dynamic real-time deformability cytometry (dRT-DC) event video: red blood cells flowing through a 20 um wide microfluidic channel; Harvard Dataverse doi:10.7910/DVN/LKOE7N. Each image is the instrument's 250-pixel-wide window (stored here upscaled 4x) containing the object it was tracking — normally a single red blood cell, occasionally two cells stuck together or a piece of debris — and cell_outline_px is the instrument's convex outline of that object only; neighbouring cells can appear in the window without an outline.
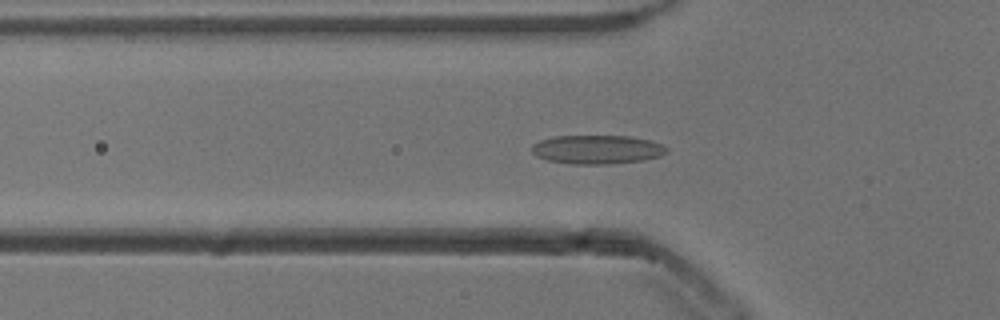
{"species": "common noctule bat (a hibernating species)", "species_latin": "Nyctalus noctula", "temperature_condition": "cold", "stored_images_in_passage": 44, "camera_frame_rate_fps": 3000, "um_per_image_px": 0.085, "animal": {"sex": "male", "body_mass_g": 13.3}, "frame": {"image": 1, "passage_image": 8, "time_ms": 2.333, "image_size_px": [1000, 320], "cell_outline_px": [[668, 152], [660, 156], [644, 160], [608, 164], [572, 164], [548, 160], [536, 156], [532, 152], [532, 144], [540, 140], [556, 136], [628, 136], [648, 140], [660, 144], [668, 148]], "centroid_in_image_um": [50.74, 12.71], "position_along_channel_um": 75.1, "area_um2": 22.6}}
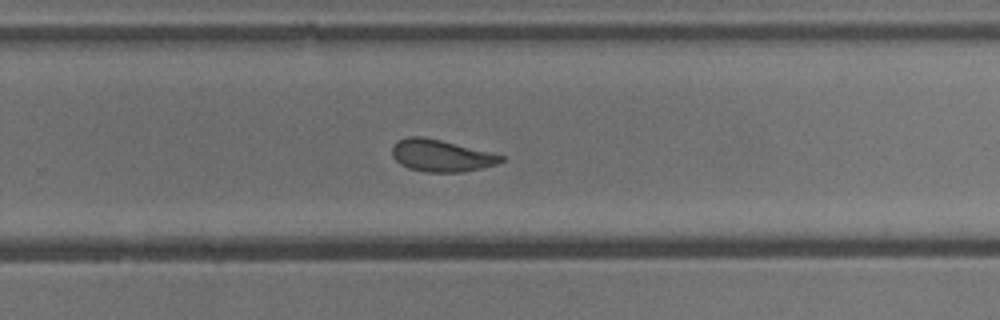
{"frame": {"image": 2, "passage_image": 25, "time_ms": 8.0, "image_size_px": [1000, 320], "cell_outline_px": [[504, 160], [496, 164], [480, 168], [460, 172], [424, 172], [408, 168], [400, 164], [392, 156], [392, 148], [396, 140], [408, 136], [424, 136], [504, 156]], "centroid_in_image_um": [37.43, 13.22], "position_along_channel_um": 292.4, "area_um2": 20.11}}
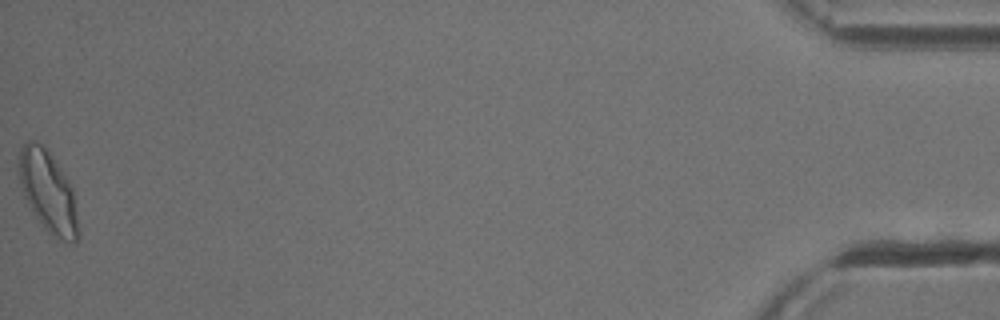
{"frame": {"image": 3, "passage_image": 44, "time_ms": 14.333, "image_size_px": [1000, 320], "cell_outline_px": [[80, 236], [76, 244], [68, 244], [60, 240], [48, 232], [44, 228], [32, 212], [24, 196], [20, 184], [16, 168], [16, 160], [20, 148], [28, 140], [36, 140], [44, 144], [56, 160], [68, 180], [72, 188], [80, 232]], "centroid_in_image_um": [4.07, 16.28], "position_along_channel_um": 431.1, "area_um2": 29.13}, "authors_computed_cell_mechanics": {"area_um2": 21.4438, "velocity_mm_per_s": 3.8158, "shape_relaxation_time_tau1_ms": 6.154, "shape_relaxation_time_tau2_ms": 1.5947, "deformation_change_tau1": 0.1423, "deformation_change_tau2": 0.0858}}